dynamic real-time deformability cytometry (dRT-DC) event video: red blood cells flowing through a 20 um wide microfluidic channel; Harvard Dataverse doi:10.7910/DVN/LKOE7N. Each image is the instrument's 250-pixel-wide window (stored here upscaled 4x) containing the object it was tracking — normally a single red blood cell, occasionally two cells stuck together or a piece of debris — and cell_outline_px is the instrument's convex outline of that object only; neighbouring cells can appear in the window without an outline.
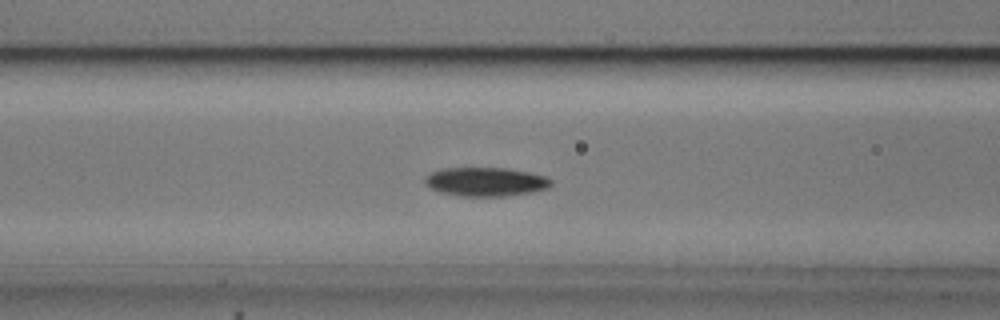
{"species": "common noctule bat (a hibernating species)", "species_latin": "Nyctalus noctula", "temperature_condition": "cold", "stored_images_in_passage": 33, "camera_frame_rate_fps": 3000, "um_per_image_px": 0.085, "animal": {"sex": "male", "body_mass_g": 20.5, "forearm_length_mm": 52.5}, "frame": {"image": 1, "passage_image": 6, "time_ms": 1.667, "image_size_px": [1000, 320], "cell_outline_px": [[552, 184], [548, 188], [532, 192], [504, 196], [460, 196], [440, 192], [424, 184], [424, 176], [440, 168], [508, 168], [528, 172], [544, 176], [552, 180]], "centroid_in_image_um": [41.26, 15.45], "position_along_channel_um": 125.3, "area_um2": 21.27}}
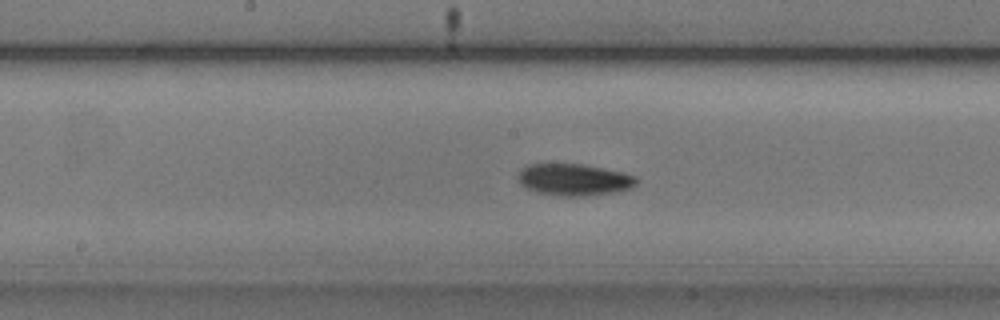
{"frame": {"image": 2, "passage_image": 12, "time_ms": 3.667, "image_size_px": [1000, 320], "cell_outline_px": [[640, 180], [632, 188], [616, 192], [584, 196], [560, 196], [536, 192], [520, 184], [516, 176], [520, 168], [528, 164], [584, 164], [624, 172], [636, 176]], "centroid_in_image_um": [48.8, 15.27], "position_along_channel_um": 199.4, "area_um2": 22.31}}
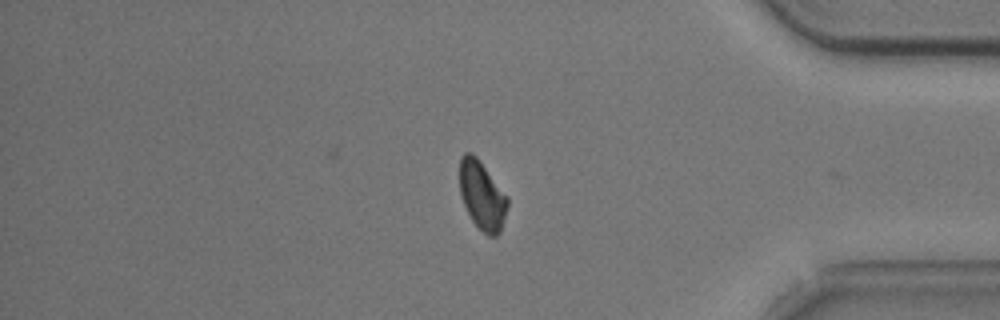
{"frame": {"image": 3, "passage_image": 30, "time_ms": 9.667, "image_size_px": [1000, 320], "cell_outline_px": [[508, 204], [500, 232], [496, 236], [488, 236], [472, 220], [464, 204], [460, 192], [460, 156], [464, 152], [472, 152], [480, 160], [508, 196]], "centroid_in_image_um": [40.98, 16.57], "position_along_channel_um": 394.2, "area_um2": 19.07}, "authors_computed_cell_mechanics": {"area_um2": 20.9236, "velocity_mm_per_s": 3.6987, "shape_relaxation_time_tau1_ms": 3.2078, "shape_relaxation_time_tau2_ms": null, "deformation_change_tau1": 0.1038, "deformation_change_tau2": null}}